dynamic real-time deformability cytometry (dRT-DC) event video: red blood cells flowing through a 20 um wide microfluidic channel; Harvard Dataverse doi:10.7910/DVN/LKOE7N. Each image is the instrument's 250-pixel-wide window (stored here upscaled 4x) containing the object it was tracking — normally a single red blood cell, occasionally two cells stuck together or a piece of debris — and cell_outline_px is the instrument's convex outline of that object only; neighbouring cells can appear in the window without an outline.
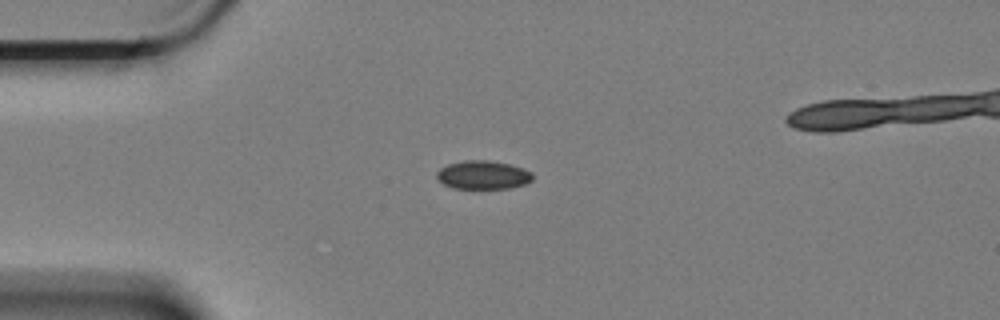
{"species": "Egyptian fruit bat (a non-hibernating species)", "species_latin": "Rousettus aegyptiacus", "temperature_condition": "cold", "stored_images_in_passage": 2, "camera_frame_rate_fps": 3000, "um_per_image_px": 0.085, "animal": {"sex": "female"}, "frame": {"image": 1, "passage_image": 1, "time_ms": 0.0, "image_size_px": [1000, 320], "cell_outline_px": [[532, 180], [524, 184], [512, 188], [452, 188], [444, 184], [436, 176], [436, 172], [440, 168], [448, 164], [464, 160], [488, 160], [508, 164], [524, 168], [532, 172]], "centroid_in_image_um": [41.06, 14.86], "position_along_channel_um": 43.9, "area_um2": 15.9}}